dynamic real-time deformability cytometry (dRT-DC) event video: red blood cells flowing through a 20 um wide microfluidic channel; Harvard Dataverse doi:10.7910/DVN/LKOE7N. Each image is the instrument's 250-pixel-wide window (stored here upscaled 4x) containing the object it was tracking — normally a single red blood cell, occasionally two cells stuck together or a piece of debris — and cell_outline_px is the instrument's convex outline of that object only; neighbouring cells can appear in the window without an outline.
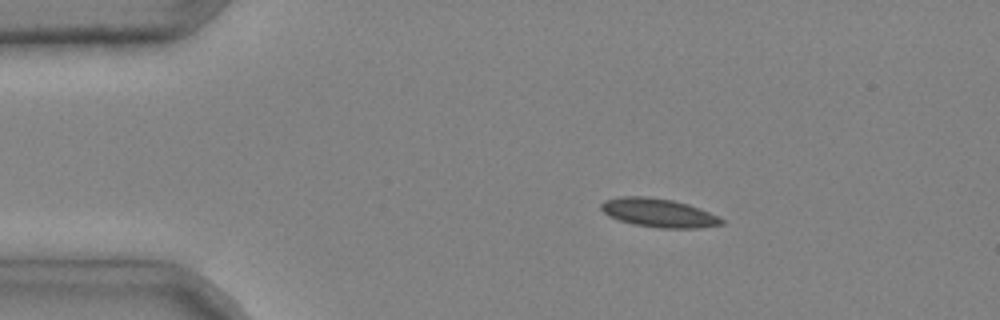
{"species": "common noctule bat (a hibernating species)", "species_latin": "Nyctalus noctula", "temperature_condition": "cold", "stored_images_in_passage": 5, "camera_frame_rate_fps": 3000, "um_per_image_px": 0.085, "animal": {"sex": "male", "body_mass_g": 20.4}, "frame": {"image": 1, "passage_image": 2, "time_ms": 0.333, "image_size_px": [1000, 320], "cell_outline_px": [[724, 224], [700, 228], [660, 228], [632, 224], [608, 216], [600, 208], [600, 204], [604, 200], [620, 196], [644, 196], [672, 200], [688, 204], [700, 208], [724, 220]], "centroid_in_image_um": [55.96, 18.09], "position_along_channel_um": 29.0, "area_um2": 20.11}}
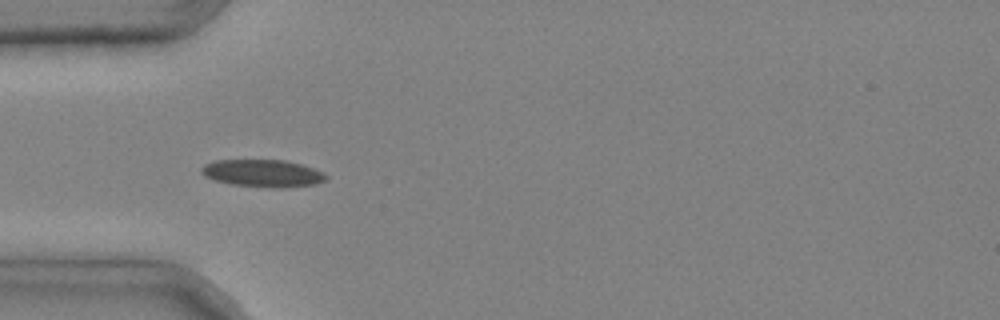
{"frame": {"image": 2, "passage_image": 4, "time_ms": 1.0, "image_size_px": [1000, 320], "cell_outline_px": [[328, 176], [324, 180], [316, 184], [280, 188], [232, 184], [216, 180], [204, 176], [200, 172], [200, 168], [204, 164], [212, 160], [284, 160], [300, 164], [324, 172]], "centroid_in_image_um": [22.31, 14.72], "position_along_channel_um": 62.7, "area_um2": 19.77}}